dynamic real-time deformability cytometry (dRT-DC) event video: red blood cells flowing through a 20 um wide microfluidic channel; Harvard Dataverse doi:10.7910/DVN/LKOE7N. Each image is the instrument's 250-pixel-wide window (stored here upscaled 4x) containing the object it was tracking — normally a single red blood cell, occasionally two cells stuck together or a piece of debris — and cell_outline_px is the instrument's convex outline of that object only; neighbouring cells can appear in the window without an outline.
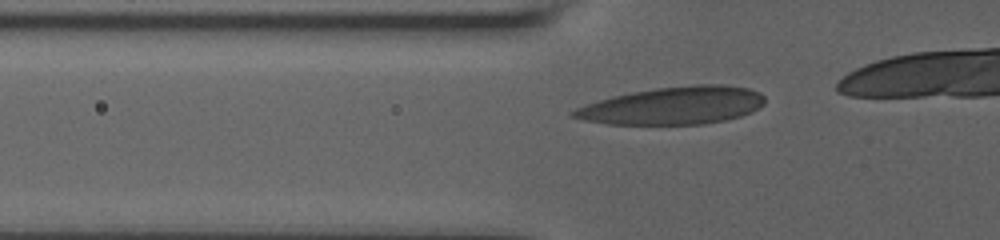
{"species": "human", "species_latin": "Homo sapiens", "temperature_condition": "room temperature", "stored_images_in_passage": 17, "camera_frame_rate_fps": 3000, "um_per_image_px": 0.085, "donor": {"sex": "male"}, "frame": {"image": 1, "passage_image": 7, "time_ms": 2.0, "image_size_px": [1000, 240], "cell_outline_px": [[764, 104], [752, 112], [740, 116], [724, 120], [704, 124], [608, 124], [584, 120], [568, 116], [568, 112], [584, 104], [612, 96], [632, 92], [656, 88], [696, 84], [724, 84], [748, 88], [760, 92], [764, 96]], "centroid_in_image_um": [57.2, 8.97], "position_along_channel_um": 68.6, "area_um2": 42.14}}
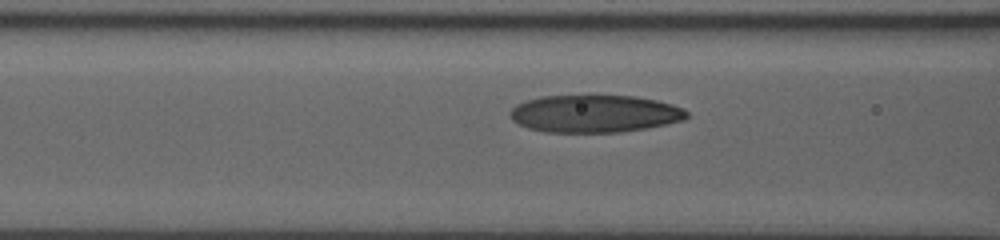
{"frame": {"image": 2, "passage_image": 11, "time_ms": 3.333, "image_size_px": [1000, 240], "cell_outline_px": [[688, 116], [684, 120], [644, 128], [620, 132], [544, 132], [528, 128], [512, 120], [508, 116], [508, 112], [516, 104], [540, 96], [588, 92], [636, 96], [656, 100], [672, 104], [684, 108], [688, 112]], "centroid_in_image_um": [50.5, 9.6], "position_along_channel_um": 116.1, "area_um2": 39.94}}
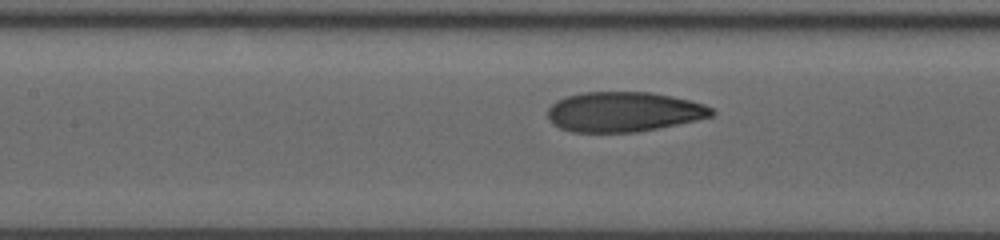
{"frame": {"image": 3, "passage_image": 14, "time_ms": 4.333, "image_size_px": [1000, 240], "cell_outline_px": [[716, 112], [712, 116], [696, 120], [636, 132], [572, 132], [560, 128], [552, 124], [548, 120], [548, 108], [556, 100], [580, 92], [652, 92], [672, 96], [704, 104], [712, 108]], "centroid_in_image_um": [52.98, 9.5], "position_along_channel_um": 154.4, "area_um2": 38.15}}